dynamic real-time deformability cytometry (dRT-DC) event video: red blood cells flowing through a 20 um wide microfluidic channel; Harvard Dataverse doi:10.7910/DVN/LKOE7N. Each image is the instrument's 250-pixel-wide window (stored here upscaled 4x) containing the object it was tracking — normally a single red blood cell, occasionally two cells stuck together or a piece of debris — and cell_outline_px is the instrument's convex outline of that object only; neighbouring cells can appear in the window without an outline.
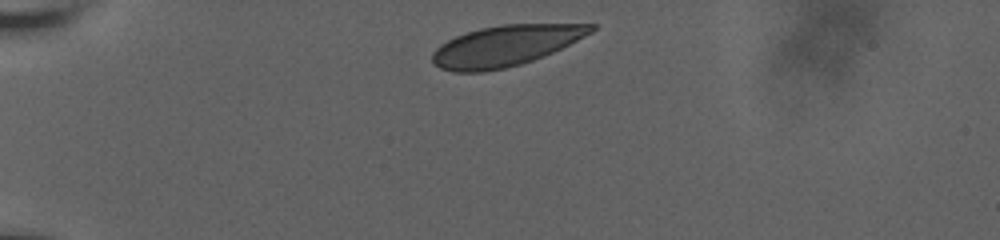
{"species": "human", "species_latin": "Homo sapiens", "temperature_condition": "room temperature", "stored_images_in_passage": 5, "camera_frame_rate_fps": 3000, "um_per_image_px": 0.085, "donor": {"sex": "male"}, "frame": {"image": 1, "passage_image": 1, "time_ms": 0.0, "image_size_px": [1000, 240], "cell_outline_px": [[596, 28], [592, 32], [544, 56], [520, 64], [504, 68], [484, 72], [452, 72], [440, 68], [432, 64], [432, 52], [440, 44], [456, 36], [480, 28], [500, 24], [596, 24]], "centroid_in_image_um": [42.91, 3.89], "position_along_channel_um": 42.1, "area_um2": 37.45}}
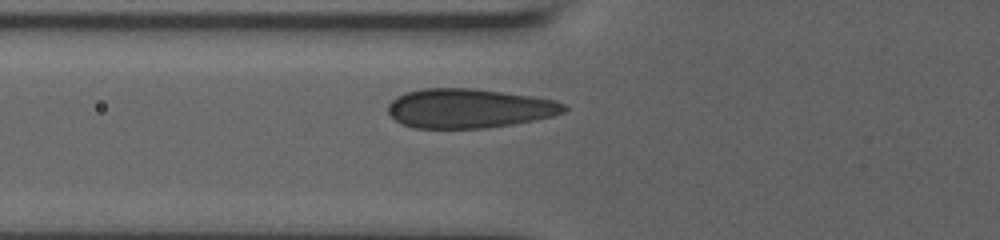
{"frame": {"image": 2, "passage_image": 4, "time_ms": 2.667, "image_size_px": [1000, 240], "cell_outline_px": [[568, 108], [564, 112], [552, 116], [512, 124], [484, 128], [416, 128], [404, 124], [388, 116], [388, 104], [396, 96], [404, 92], [424, 88], [472, 88], [532, 96], [556, 100], [564, 104]], "centroid_in_image_um": [39.84, 9.2], "position_along_channel_um": 86.0, "area_um2": 40.34}}